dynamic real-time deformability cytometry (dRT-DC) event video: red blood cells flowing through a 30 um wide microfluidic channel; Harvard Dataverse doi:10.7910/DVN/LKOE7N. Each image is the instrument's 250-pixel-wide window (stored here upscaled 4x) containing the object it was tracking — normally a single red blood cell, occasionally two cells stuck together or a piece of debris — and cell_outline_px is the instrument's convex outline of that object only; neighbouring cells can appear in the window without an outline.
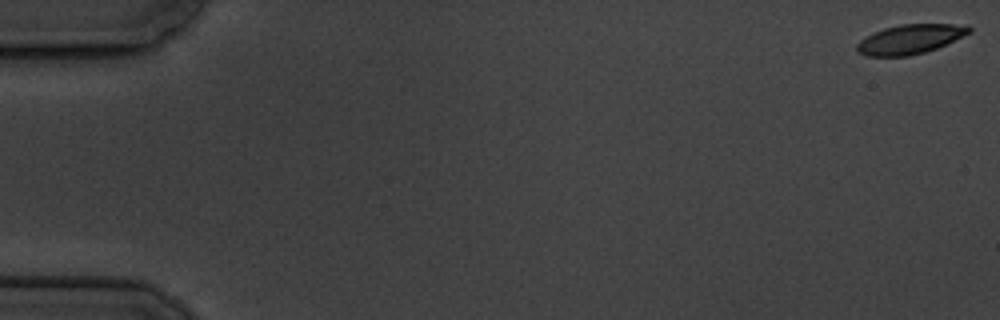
{"species": "common noctule bat (a hibernating species)", "species_latin": "Nyctalus noctula", "temperature_condition": "cold", "stored_images_in_passage": 6, "camera_frame_rate_fps": 3000, "um_per_image_px": 0.085, "animal": {"sex": "male", "body_mass_g": 19.5, "forearm_length_mm": 54.6}, "frame": {"image": 1, "passage_image": 1, "time_ms": 0.0, "image_size_px": [1000, 320], "cell_outline_px": [[972, 32], [936, 48], [924, 52], [908, 56], [868, 56], [856, 52], [856, 44], [860, 40], [872, 32], [884, 28], [900, 24], [968, 24], [972, 28]], "centroid_in_image_um": [77.35, 3.32], "position_along_channel_um": 7.7, "area_um2": 19.36}}